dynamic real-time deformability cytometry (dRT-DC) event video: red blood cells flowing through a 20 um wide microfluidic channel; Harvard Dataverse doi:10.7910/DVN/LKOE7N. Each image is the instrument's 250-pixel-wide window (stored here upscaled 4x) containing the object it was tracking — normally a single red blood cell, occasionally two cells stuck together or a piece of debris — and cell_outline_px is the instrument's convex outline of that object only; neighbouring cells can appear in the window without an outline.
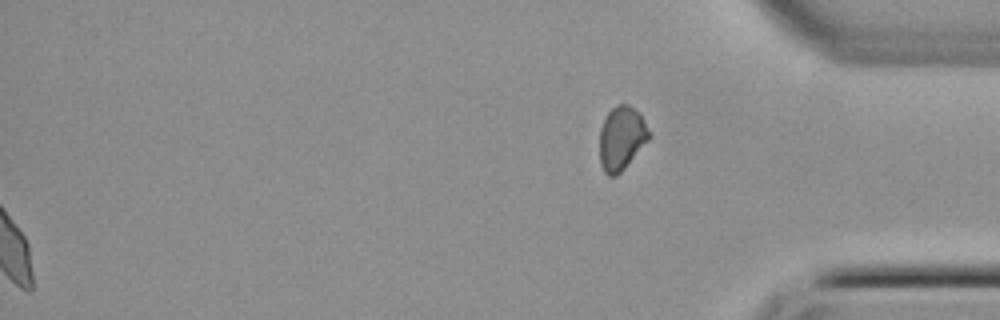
{"species": "common noctule bat (a hibernating species)", "species_latin": "Nyctalus noctula", "temperature_condition": "cold", "stored_images_in_passage": 44, "segment_of_instrument_passage": [2, 2], "camera_frame_rate_fps": 3000, "um_per_image_px": 0.085, "animal": {"sex": "female", "body_mass_g": 22.7, "forearm_length_mm": 54.2}, "frame": {"image": 1, "passage_image": 44, "time_ms": 14.333, "image_size_px": [1000, 320], "cell_outline_px": [[652, 136], [624, 168], [616, 176], [608, 176], [604, 172], [600, 164], [600, 128], [604, 116], [616, 104], [628, 104], [640, 112]], "centroid_in_image_um": [52.83, 11.72], "position_along_channel_um": 382.4, "area_um2": 18.55}}